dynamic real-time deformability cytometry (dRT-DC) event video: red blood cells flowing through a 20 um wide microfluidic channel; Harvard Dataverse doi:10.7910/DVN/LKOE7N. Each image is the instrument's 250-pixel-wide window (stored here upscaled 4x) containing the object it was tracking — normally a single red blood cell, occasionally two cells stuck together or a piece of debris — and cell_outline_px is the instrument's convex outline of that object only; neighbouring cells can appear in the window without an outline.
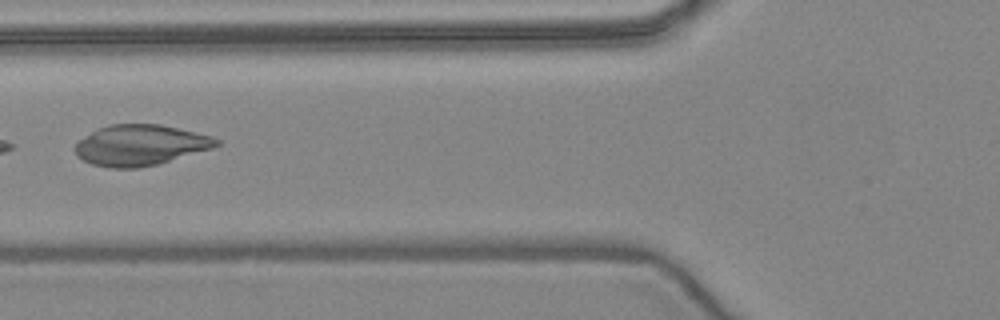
{"species": "common noctule bat (a hibernating species)", "species_latin": "Nyctalus noctula", "temperature_condition": "warm", "stored_images_in_passage": 7, "camera_frame_rate_fps": 3000, "um_per_image_px": 0.085, "animal": {"sex": "female", "body_mass_g": 24.6, "forearm_length_mm": 56.2}, "frame": {"image": 1, "passage_image": 6, "time_ms": 5.667, "image_size_px": [1000, 320], "cell_outline_px": [[220, 144], [212, 148], [156, 164], [140, 168], [112, 168], [92, 164], [76, 156], [72, 148], [84, 136], [96, 128], [112, 124], [160, 124], [212, 136], [220, 140]], "centroid_in_image_um": [11.88, 12.33], "position_along_channel_um": 113.9, "area_um2": 33.47}}
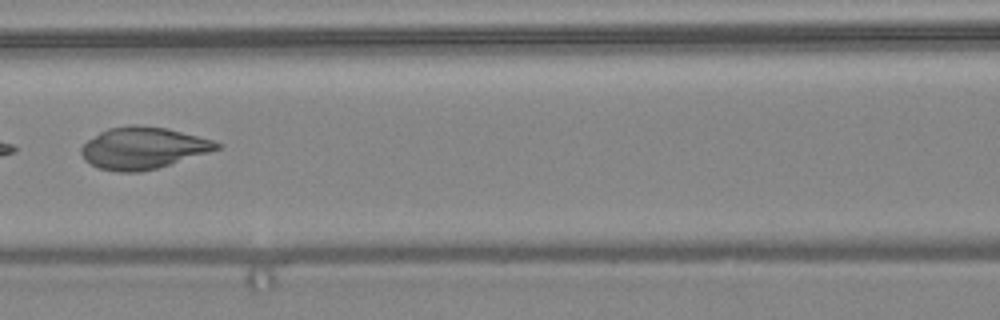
{"frame": {"image": 2, "passage_image": 7, "time_ms": 6.667, "image_size_px": [1000, 320], "cell_outline_px": [[224, 144], [220, 148], [208, 152], [156, 168], [140, 172], [120, 172], [96, 168], [84, 160], [80, 152], [80, 148], [88, 140], [100, 132], [108, 128], [132, 124], [136, 124], [168, 128], [212, 140]], "centroid_in_image_um": [12.12, 12.57], "position_along_channel_um": 154.5, "area_um2": 32.95}}